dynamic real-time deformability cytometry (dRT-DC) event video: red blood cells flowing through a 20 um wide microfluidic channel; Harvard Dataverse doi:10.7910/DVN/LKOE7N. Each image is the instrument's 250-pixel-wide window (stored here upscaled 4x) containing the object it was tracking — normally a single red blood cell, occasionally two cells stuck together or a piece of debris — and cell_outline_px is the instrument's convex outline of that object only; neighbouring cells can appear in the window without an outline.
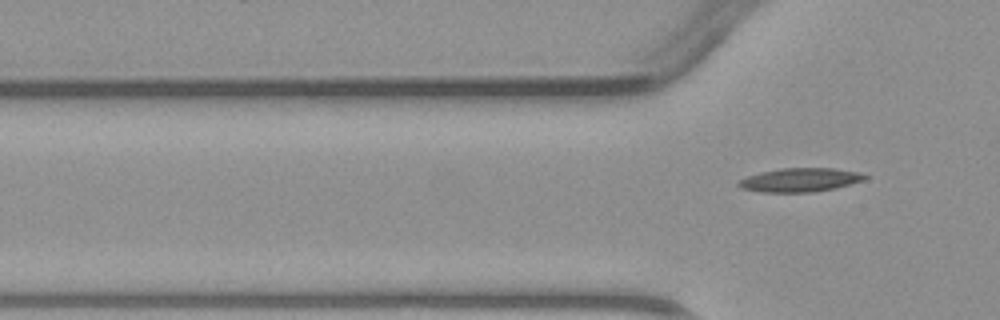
{"species": "common noctule bat (a hibernating species)", "species_latin": "Nyctalus noctula", "temperature_condition": "warm", "stored_images_in_passage": 4, "camera_frame_rate_fps": 3000, "um_per_image_px": 0.085, "animal": {"sex": "male", "body_mass_g": 23.1, "forearm_length_mm": 52.7}, "frame": {"image": 1, "passage_image": 4, "time_ms": 3.667, "image_size_px": [1000, 320], "cell_outline_px": [[868, 176], [864, 180], [836, 188], [812, 192], [760, 192], [740, 188], [736, 184], [740, 180], [748, 176], [760, 172], [780, 168], [836, 168], [856, 172]], "centroid_in_image_um": [67.98, 15.29], "position_along_channel_um": 57.8, "area_um2": 17.46}}